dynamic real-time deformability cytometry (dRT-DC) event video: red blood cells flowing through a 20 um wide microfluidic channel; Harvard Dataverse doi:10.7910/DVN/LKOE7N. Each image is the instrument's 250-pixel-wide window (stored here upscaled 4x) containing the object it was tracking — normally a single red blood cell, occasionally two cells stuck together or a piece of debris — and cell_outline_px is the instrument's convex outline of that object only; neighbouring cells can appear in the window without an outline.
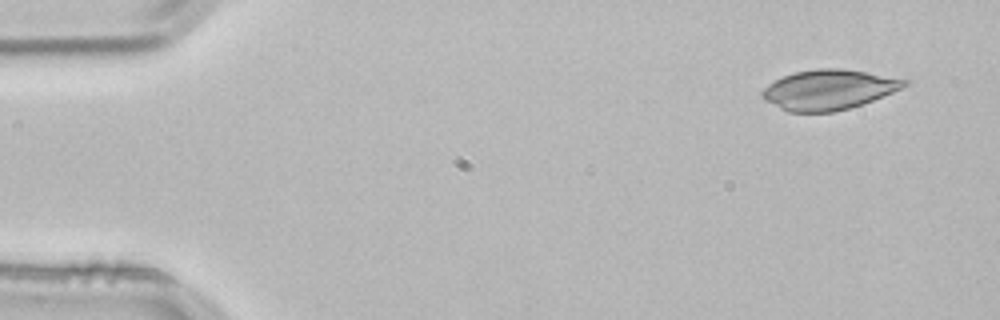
{"species": "common noctule bat (a hibernating species)", "species_latin": "Nyctalus noctula", "temperature_condition": "room temperature", "stored_images_in_passage": 4, "segment_of_instrument_passage": [2, 2], "camera_frame_rate_fps": 3000, "um_per_image_px": 0.085, "animal": {"sex": "male", "body_mass_g": 21.5, "forearm_length_mm": 52.0}, "frame": {"image": 1, "passage_image": 4, "time_ms": 1.0, "image_size_px": [1000, 320], "cell_outline_px": [[912, 84], [872, 100], [848, 108], [832, 112], [788, 112], [764, 100], [760, 96], [760, 92], [768, 84], [784, 76], [796, 72], [816, 68], [840, 68], [868, 72], [908, 80]], "centroid_in_image_um": [70.43, 7.61], "position_along_channel_um": 14.6, "area_um2": 33.0}}